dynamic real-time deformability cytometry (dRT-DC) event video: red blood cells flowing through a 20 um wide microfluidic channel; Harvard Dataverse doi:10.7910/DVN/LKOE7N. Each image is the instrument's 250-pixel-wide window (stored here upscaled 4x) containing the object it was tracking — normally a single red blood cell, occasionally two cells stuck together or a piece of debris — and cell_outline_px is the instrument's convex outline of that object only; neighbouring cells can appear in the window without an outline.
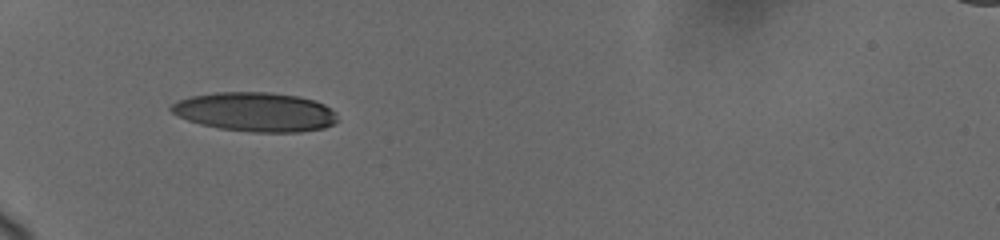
{"species": "human", "species_latin": "Homo sapiens", "temperature_condition": "cold", "stored_images_in_passage": 23, "camera_frame_rate_fps": 3000, "um_per_image_px": 0.085, "donor": {"sex": "female"}, "frame": {"image": 1, "passage_image": 1, "time_ms": 0.0, "image_size_px": [1000, 240], "cell_outline_px": [[336, 120], [332, 124], [324, 128], [300, 132], [252, 132], [220, 128], [200, 124], [188, 120], [172, 112], [168, 108], [172, 104], [180, 100], [192, 96], [216, 92], [268, 92], [300, 96], [316, 100], [324, 104], [336, 112]], "centroid_in_image_um": [21.73, 9.51], "position_along_channel_um": 63.3, "area_um2": 37.92}}
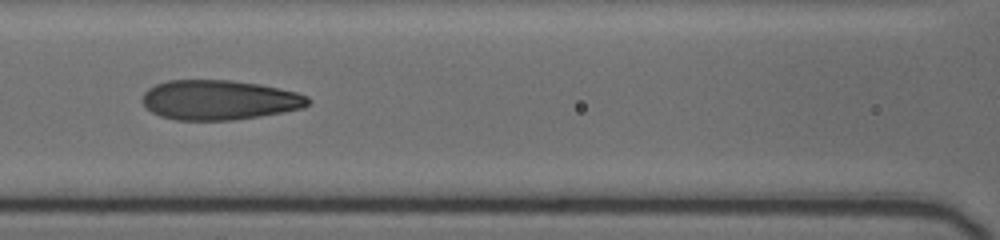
{"frame": {"image": 2, "passage_image": 16, "time_ms": 2.667, "image_size_px": [1000, 240], "cell_outline_px": [[312, 100], [304, 108], [284, 112], [260, 116], [232, 120], [176, 120], [160, 116], [152, 112], [140, 100], [144, 92], [148, 88], [156, 84], [168, 80], [228, 80], [260, 84], [280, 88], [296, 92], [308, 96]], "centroid_in_image_um": [18.64, 8.5], "position_along_channel_um": 148.0, "area_um2": 38.61}}
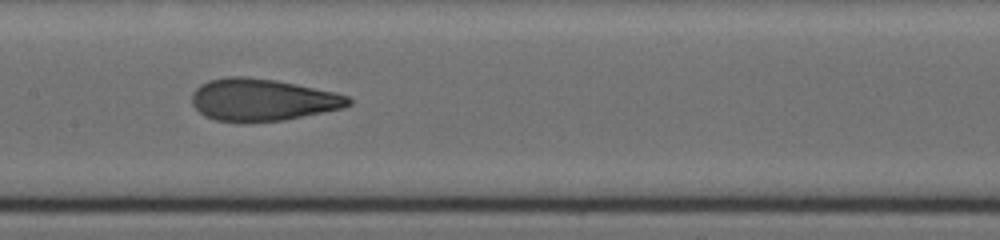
{"frame": {"image": 3, "passage_image": 22, "time_ms": 3.667, "image_size_px": [1000, 240], "cell_outline_px": [[352, 104], [344, 108], [284, 120], [216, 120], [204, 116], [192, 104], [192, 92], [200, 84], [208, 80], [228, 76], [244, 76], [276, 80], [336, 92], [348, 96], [352, 100]], "centroid_in_image_um": [22.32, 8.45], "position_along_channel_um": 185.1, "area_um2": 38.09}}